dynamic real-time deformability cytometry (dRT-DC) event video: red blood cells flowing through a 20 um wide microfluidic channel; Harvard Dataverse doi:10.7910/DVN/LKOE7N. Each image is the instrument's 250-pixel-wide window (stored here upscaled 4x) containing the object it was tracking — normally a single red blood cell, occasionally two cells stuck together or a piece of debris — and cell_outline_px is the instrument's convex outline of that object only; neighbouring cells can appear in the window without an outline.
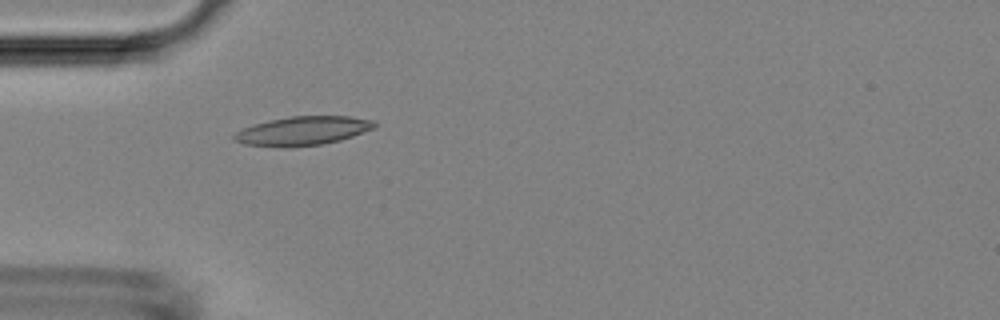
{"species": "Egyptian fruit bat (a non-hibernating species)", "species_latin": "Rousettus aegyptiacus", "temperature_condition": "room temperature", "stored_images_in_passage": 1, "camera_frame_rate_fps": 3000, "um_per_image_px": 0.085, "animal": {"sex": "female"}, "frame": {"image": 1, "passage_image": 1, "time_ms": 0.0, "image_size_px": [1000, 320], "cell_outline_px": [[376, 128], [340, 140], [320, 144], [292, 148], [284, 148], [244, 144], [232, 140], [232, 136], [236, 132], [244, 128], [268, 120], [292, 116], [348, 116], [376, 120]], "centroid_in_image_um": [25.74, 11.13], "position_along_channel_um": 59.3, "area_um2": 23.81}}